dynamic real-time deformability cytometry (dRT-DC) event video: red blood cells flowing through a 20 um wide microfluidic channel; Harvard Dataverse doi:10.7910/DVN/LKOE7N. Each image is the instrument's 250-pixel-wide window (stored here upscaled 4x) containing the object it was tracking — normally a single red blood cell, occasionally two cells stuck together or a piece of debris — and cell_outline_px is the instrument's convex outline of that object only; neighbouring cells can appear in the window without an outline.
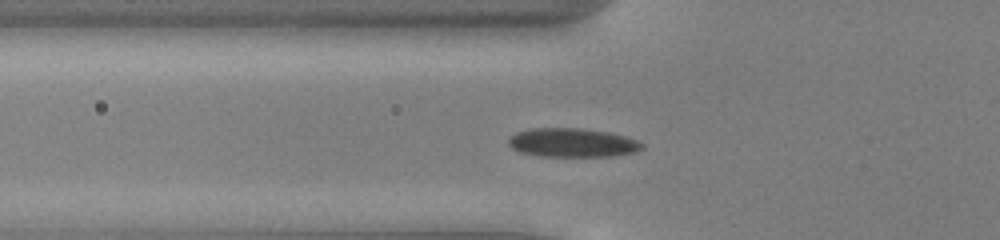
{"species": "common noctule bat (a hibernating species)", "species_latin": "Nyctalus noctula", "temperature_condition": "cold", "stored_images_in_passage": 40, "camera_frame_rate_fps": 3000, "um_per_image_px": 0.085, "animal": {"sex": "male", "body_mass_g": 13.0, "forearm_length_mm": 53.1}, "frame": {"image": 1, "passage_image": 16, "time_ms": 5.0, "image_size_px": [1000, 240], "cell_outline_px": [[644, 148], [636, 152], [612, 156], [544, 156], [520, 152], [512, 148], [508, 144], [508, 136], [516, 132], [528, 128], [580, 128], [608, 132], [624, 136], [636, 140], [644, 144]], "centroid_in_image_um": [48.63, 12.12], "position_along_channel_um": 77.2, "area_um2": 22.54}}
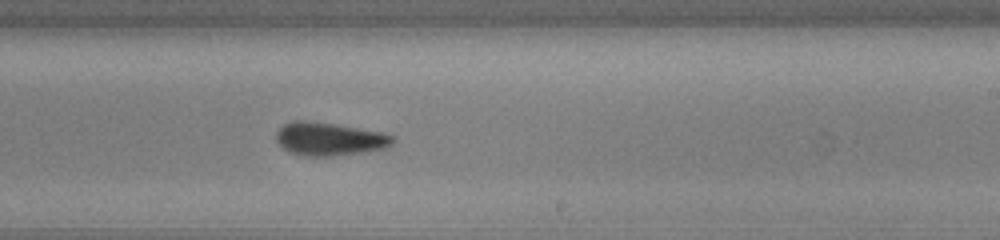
{"frame": {"image": 2, "passage_image": 30, "time_ms": 9.667, "image_size_px": [1000, 240], "cell_outline_px": [[396, 140], [388, 148], [364, 152], [332, 156], [304, 156], [288, 152], [276, 140], [276, 132], [284, 124], [292, 120], [304, 120], [332, 124], [384, 132], [396, 136]], "centroid_in_image_um": [28.04, 11.82], "position_along_channel_um": 261.0, "area_um2": 22.72}}
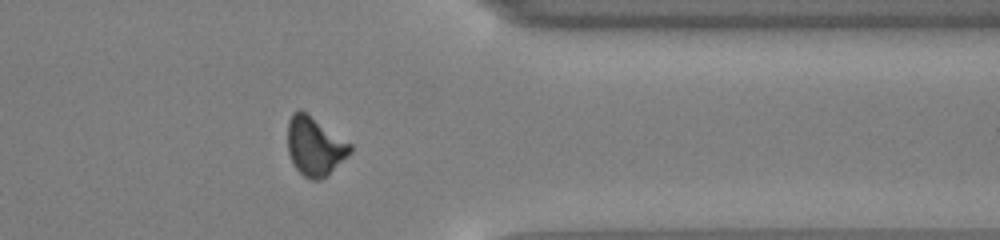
{"frame": {"image": 3, "passage_image": 40, "time_ms": 13.0, "image_size_px": [1000, 240], "cell_outline_px": [[352, 152], [348, 156], [320, 180], [312, 180], [304, 176], [292, 164], [288, 152], [288, 120], [292, 112], [300, 108], [352, 144]], "centroid_in_image_um": [26.74, 12.41], "position_along_channel_um": 384.7, "area_um2": 21.39}, "authors_computed_cell_mechanics": {"area_um2": 21.9351, "velocity_mm_per_s": 3.9481, "shape_relaxation_time_tau1_ms": 3.37, "shape_relaxation_time_tau2_ms": 10.0314, "deformation_change_tau1": 0.1038, "deformation_change_tau2": 0.1502}}